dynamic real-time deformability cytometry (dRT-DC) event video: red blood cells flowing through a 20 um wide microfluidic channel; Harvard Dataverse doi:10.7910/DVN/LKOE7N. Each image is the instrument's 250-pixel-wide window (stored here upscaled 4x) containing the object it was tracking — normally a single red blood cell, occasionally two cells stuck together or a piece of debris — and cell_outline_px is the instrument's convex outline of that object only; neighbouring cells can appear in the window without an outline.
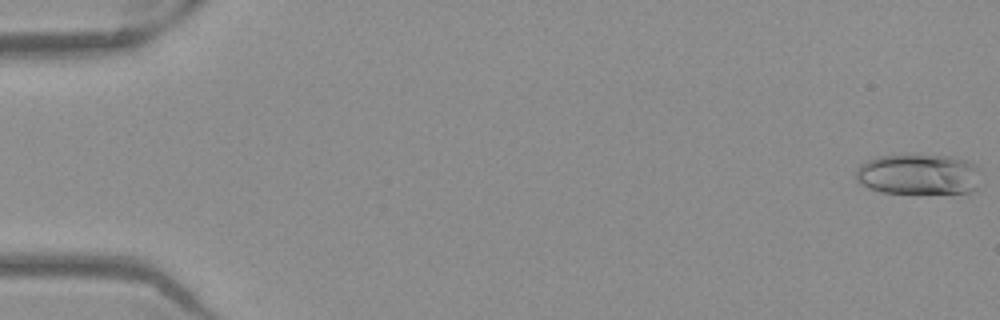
{"species": "Egyptian fruit bat (a non-hibernating species)", "species_latin": "Rousettus aegyptiacus", "temperature_condition": "warm", "stored_images_in_passage": 14, "camera_frame_rate_fps": 3000, "um_per_image_px": 0.085, "frame": {"image": 1, "passage_image": 1, "time_ms": 0.0, "image_size_px": [1000, 320], "cell_outline_px": [[976, 188], [968, 192], [880, 192], [868, 188], [856, 180], [856, 168], [860, 164], [868, 160], [880, 156], [948, 156], [964, 160], [976, 164]], "centroid_in_image_um": [77.99, 14.82], "position_along_channel_um": 7.0, "area_um2": 28.67}}